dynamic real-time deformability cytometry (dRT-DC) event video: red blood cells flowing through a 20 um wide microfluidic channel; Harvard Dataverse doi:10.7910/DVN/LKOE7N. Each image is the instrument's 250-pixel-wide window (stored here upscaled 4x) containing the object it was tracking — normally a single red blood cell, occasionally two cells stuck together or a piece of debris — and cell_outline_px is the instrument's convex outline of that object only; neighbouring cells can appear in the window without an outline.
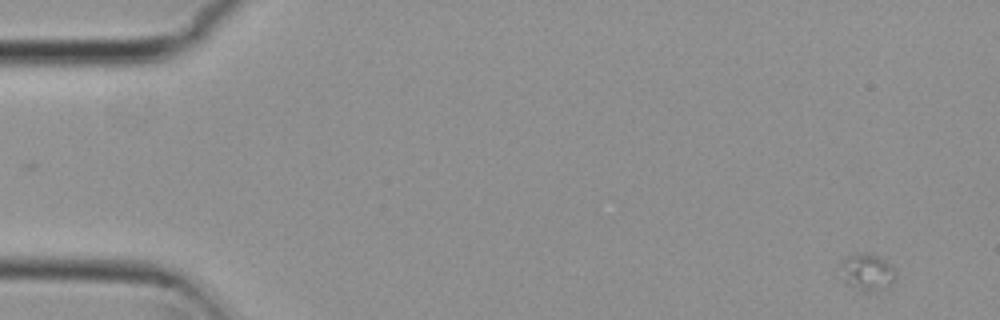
{"species": "common noctule bat (a hibernating species)", "species_latin": "Nyctalus noctula", "temperature_condition": "cold", "stored_images_in_passage": 54, "camera_frame_rate_fps": 3000, "um_per_image_px": 0.085, "animal": {"sex": "female", "body_mass_g": 29.2, "forearm_length_mm": 56.3}, "frame": {"image": 1, "passage_image": 1, "time_ms": 0.0, "image_size_px": [1000, 320], "cell_outline_px": [[896, 276], [892, 280], [868, 292], [864, 292], [848, 284], [844, 280], [840, 264], [848, 256], [868, 252], [892, 264], [896, 272]], "centroid_in_image_um": [73.69, 23.08], "position_along_channel_um": 11.3, "area_um2": 11.16}}